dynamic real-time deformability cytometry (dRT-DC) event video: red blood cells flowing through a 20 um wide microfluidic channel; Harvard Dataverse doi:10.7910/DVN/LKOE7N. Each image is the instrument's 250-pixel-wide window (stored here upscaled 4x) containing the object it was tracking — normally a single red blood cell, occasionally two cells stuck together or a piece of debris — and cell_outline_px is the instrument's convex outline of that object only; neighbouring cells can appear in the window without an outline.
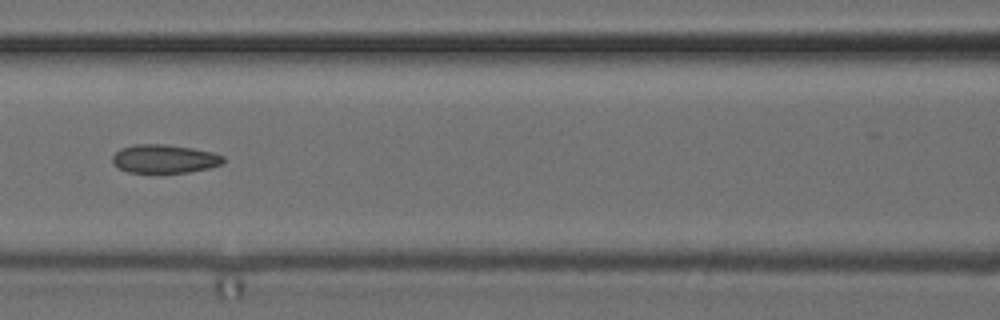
{"species": "common noctule bat (a hibernating species)", "species_latin": "Nyctalus noctula", "temperature_condition": "cold", "stored_images_in_passage": 52, "camera_frame_rate_fps": 3000, "um_per_image_px": 0.085, "animal": {"sex": "female", "body_mass_g": 24.6, "forearm_length_mm": 56.2}, "frame": {"image": 1, "passage_image": 23, "time_ms": 7.333, "image_size_px": [1000, 320], "cell_outline_px": [[224, 164], [208, 168], [188, 172], [128, 172], [120, 168], [112, 160], [112, 156], [120, 148], [136, 144], [168, 144], [192, 148], [212, 152], [224, 156]], "centroid_in_image_um": [14.0, 13.48], "position_along_channel_um": 152.6, "area_um2": 18.32}, "authors_computed_cell_mechanics": {"area_um2": 19.0451, "velocity_mm_per_s": 3.8799, "shape_relaxation_time_tau1_ms": null, "shape_relaxation_time_tau2_ms": 2.3554, "deformation_change_tau1": null, "deformation_change_tau2": 0.0801}}